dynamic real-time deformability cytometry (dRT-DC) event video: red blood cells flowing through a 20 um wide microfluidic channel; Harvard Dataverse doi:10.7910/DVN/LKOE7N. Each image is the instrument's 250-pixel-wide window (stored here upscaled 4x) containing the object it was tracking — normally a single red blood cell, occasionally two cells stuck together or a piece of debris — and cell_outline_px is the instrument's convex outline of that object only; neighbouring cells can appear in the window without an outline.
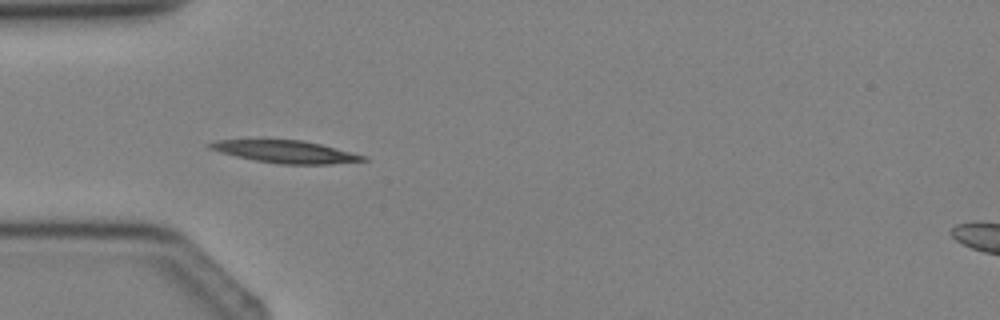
{"species": "Egyptian fruit bat (a non-hibernating species)", "species_latin": "Rousettus aegyptiacus", "temperature_condition": "cold", "stored_images_in_passage": 3, "camera_frame_rate_fps": 3000, "um_per_image_px": 0.085, "animal": {"sex": "female"}, "frame": {"image": 1, "passage_image": 3, "time_ms": 2.333, "image_size_px": [1000, 320], "cell_outline_px": [[368, 160], [332, 164], [280, 164], [256, 160], [236, 156], [220, 152], [208, 148], [204, 144], [212, 140], [300, 140], [320, 144], [364, 156]], "centroid_in_image_um": [24.19, 12.89], "position_along_channel_um": 60.8, "area_um2": 19.71}}